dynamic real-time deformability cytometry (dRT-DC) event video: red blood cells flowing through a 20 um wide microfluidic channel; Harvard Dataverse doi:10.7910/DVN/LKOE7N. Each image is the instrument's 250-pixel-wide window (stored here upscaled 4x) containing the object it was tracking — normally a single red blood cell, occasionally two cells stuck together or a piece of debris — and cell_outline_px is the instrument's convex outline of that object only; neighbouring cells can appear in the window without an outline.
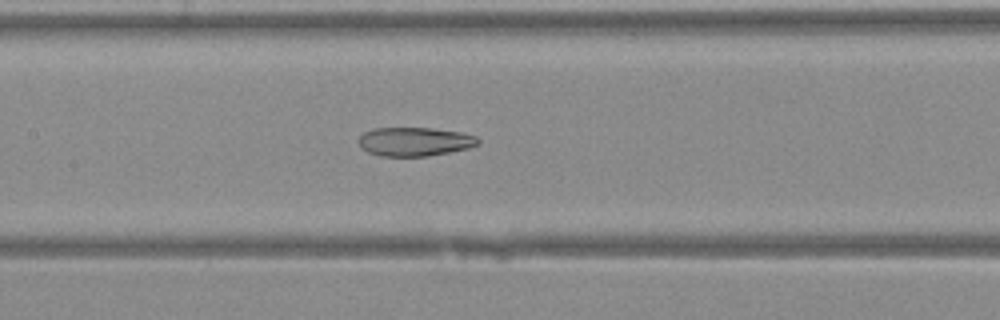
{"species": "Egyptian fruit bat (a non-hibernating species)", "species_latin": "Rousettus aegyptiacus", "temperature_condition": "warm", "stored_images_in_passage": 27, "camera_frame_rate_fps": 3000, "um_per_image_px": 0.085, "animal": {"sex": "female"}, "frame": {"image": 1, "passage_image": 7, "time_ms": 2.0, "image_size_px": [1000, 320], "cell_outline_px": [[480, 144], [468, 148], [428, 156], [380, 156], [368, 152], [360, 144], [360, 136], [364, 132], [376, 128], [432, 128], [460, 132], [476, 136], [480, 140]], "centroid_in_image_um": [35.29, 12.04], "position_along_channel_um": 172.1, "area_um2": 19.88}}
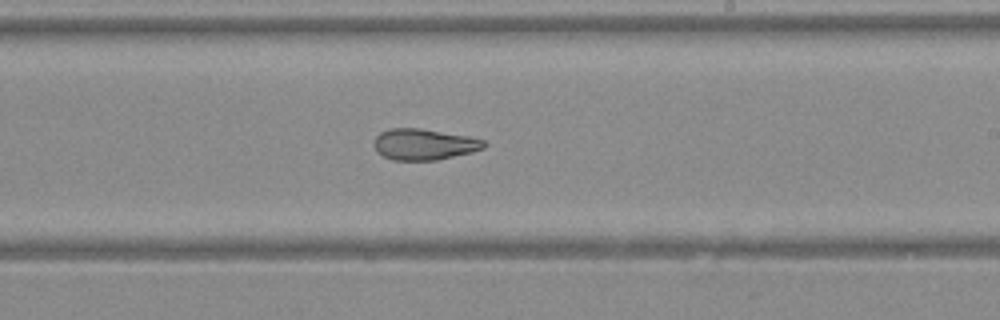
{"frame": {"image": 2, "passage_image": 12, "time_ms": 3.667, "image_size_px": [1000, 320], "cell_outline_px": [[484, 148], [472, 152], [436, 160], [392, 160], [376, 152], [372, 144], [376, 136], [380, 132], [388, 128], [420, 128], [468, 136], [484, 140]], "centroid_in_image_um": [35.98, 12.26], "position_along_channel_um": 253.0, "area_um2": 20.0}}
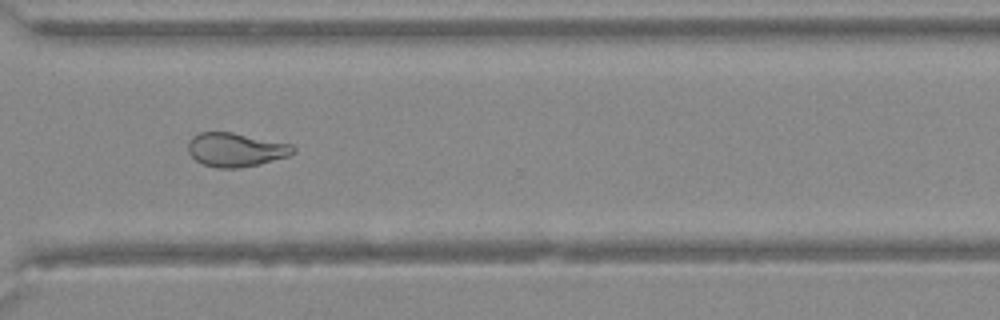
{"frame": {"image": 3, "passage_image": 18, "time_ms": 5.667, "image_size_px": [1000, 320], "cell_outline_px": [[296, 152], [288, 156], [260, 164], [236, 168], [216, 168], [204, 164], [196, 160], [188, 152], [188, 140], [192, 136], [200, 132], [232, 132], [292, 144], [296, 148]], "centroid_in_image_um": [20.04, 12.72], "position_along_channel_um": 350.6, "area_um2": 20.81}}